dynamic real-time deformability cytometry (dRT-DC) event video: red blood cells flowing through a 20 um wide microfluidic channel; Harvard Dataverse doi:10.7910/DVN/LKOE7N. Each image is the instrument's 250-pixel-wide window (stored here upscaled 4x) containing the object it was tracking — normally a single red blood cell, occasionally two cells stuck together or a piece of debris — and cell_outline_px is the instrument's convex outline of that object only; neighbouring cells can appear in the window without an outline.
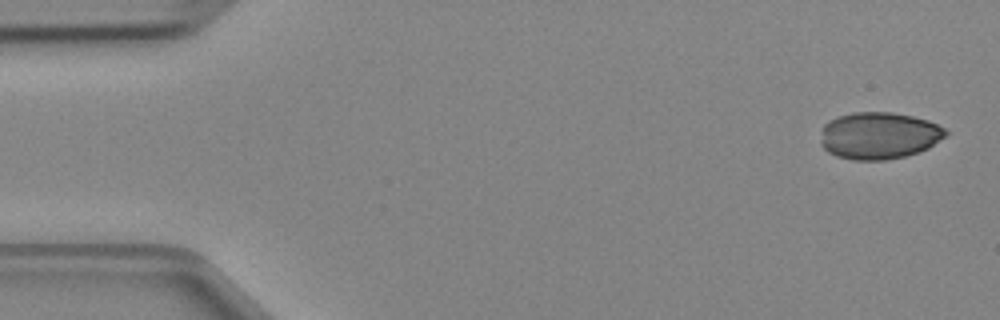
{"species": "Egyptian fruit bat (a non-hibernating species)", "species_latin": "Rousettus aegyptiacus", "temperature_condition": "cold", "stored_images_in_passage": 5, "segment_of_instrument_passage": [1, 2], "camera_frame_rate_fps": 3000, "um_per_image_px": 0.085, "animal": {"sex": "female"}, "frame": {"image": 1, "passage_image": 1, "time_ms": 0.0, "image_size_px": [1000, 320], "cell_outline_px": [[948, 136], [928, 148], [904, 156], [884, 160], [852, 160], [836, 156], [828, 152], [820, 144], [824, 124], [828, 120], [836, 116], [852, 112], [892, 112], [912, 116], [928, 120], [944, 128], [948, 132]], "centroid_in_image_um": [74.7, 11.52], "position_along_channel_um": 10.3, "area_um2": 34.45}}
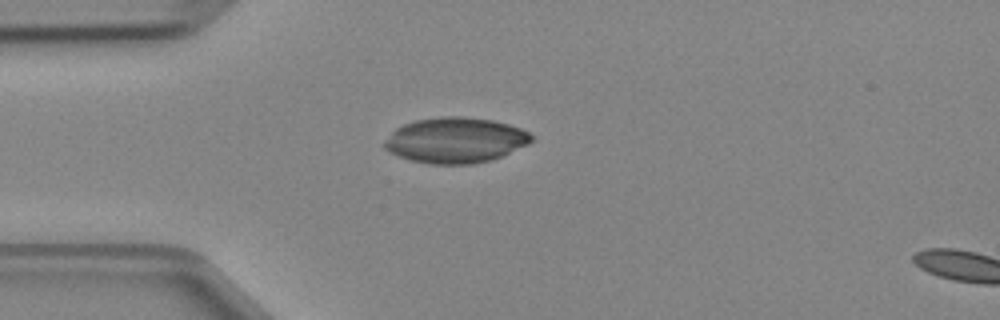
{"frame": {"image": 2, "passage_image": 4, "time_ms": 1.0, "image_size_px": [1000, 320], "cell_outline_px": [[532, 140], [528, 144], [492, 160], [472, 164], [428, 164], [412, 160], [388, 152], [384, 148], [384, 140], [396, 128], [404, 124], [416, 120], [444, 116], [460, 116], [492, 120], [508, 124], [520, 128], [528, 132], [532, 136]], "centroid_in_image_um": [38.69, 11.92], "position_along_channel_um": 46.3, "area_um2": 38.84}}